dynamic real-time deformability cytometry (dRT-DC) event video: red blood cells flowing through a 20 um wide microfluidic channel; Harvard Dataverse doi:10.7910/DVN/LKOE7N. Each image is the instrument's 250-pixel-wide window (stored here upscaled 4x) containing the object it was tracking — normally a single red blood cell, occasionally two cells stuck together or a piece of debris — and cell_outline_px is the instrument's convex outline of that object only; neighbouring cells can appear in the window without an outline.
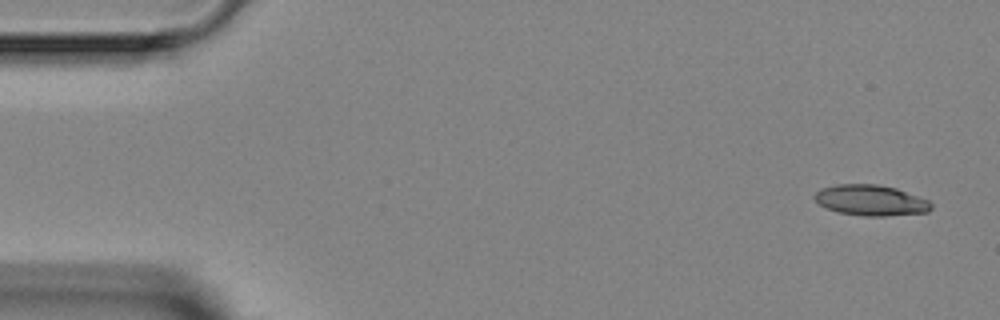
{"species": "Egyptian fruit bat (a non-hibernating species)", "species_latin": "Rousettus aegyptiacus", "temperature_condition": "room temperature", "stored_images_in_passage": 4, "camera_frame_rate_fps": 3000, "um_per_image_px": 0.085, "animal": {"sex": "female"}, "frame": {"image": 1, "passage_image": 1, "time_ms": 0.0, "image_size_px": [1000, 320], "cell_outline_px": [[932, 208], [928, 212], [884, 216], [864, 216], [840, 212], [828, 208], [820, 204], [812, 196], [820, 188], [836, 184], [876, 184], [896, 188], [928, 200], [932, 204]], "centroid_in_image_um": [74.01, 17.02], "position_along_channel_um": 11.0, "area_um2": 20.75}}
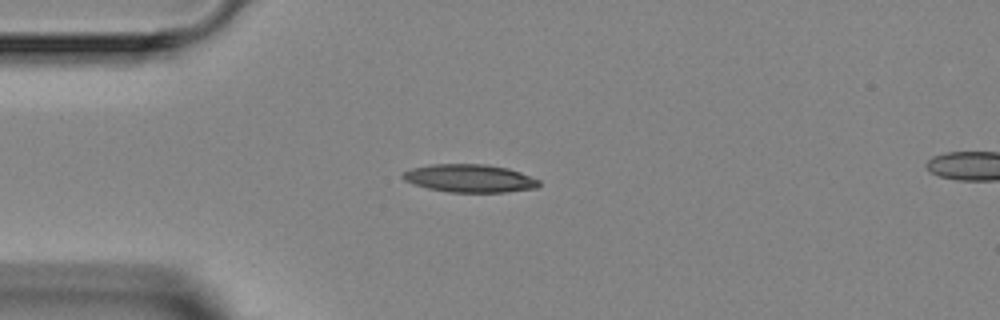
{"frame": {"image": 2, "passage_image": 3, "time_ms": 3.333, "image_size_px": [1000, 320], "cell_outline_px": [[540, 184], [536, 188], [504, 192], [448, 192], [428, 188], [404, 180], [400, 176], [404, 172], [412, 168], [432, 164], [484, 164], [508, 168], [520, 172], [540, 180]], "centroid_in_image_um": [39.93, 15.15], "position_along_channel_um": 45.1, "area_um2": 22.08}}